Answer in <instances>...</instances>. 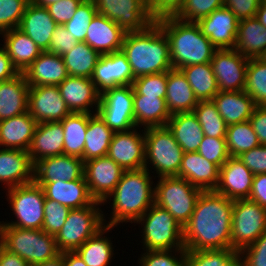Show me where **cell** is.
<instances>
[{
	"instance_id": "6da1fadb",
	"label": "cell",
	"mask_w": 266,
	"mask_h": 266,
	"mask_svg": "<svg viewBox=\"0 0 266 266\" xmlns=\"http://www.w3.org/2000/svg\"><path fill=\"white\" fill-rule=\"evenodd\" d=\"M233 205V200L215 190L202 191L183 227L185 250L231 249Z\"/></svg>"
},
{
	"instance_id": "7a4b0ae2",
	"label": "cell",
	"mask_w": 266,
	"mask_h": 266,
	"mask_svg": "<svg viewBox=\"0 0 266 266\" xmlns=\"http://www.w3.org/2000/svg\"><path fill=\"white\" fill-rule=\"evenodd\" d=\"M150 173L146 168L125 170L113 192L102 203L104 206L112 201L109 221L104 215L105 225L118 227L123 223H135L154 204L155 186Z\"/></svg>"
},
{
	"instance_id": "3957f363",
	"label": "cell",
	"mask_w": 266,
	"mask_h": 266,
	"mask_svg": "<svg viewBox=\"0 0 266 266\" xmlns=\"http://www.w3.org/2000/svg\"><path fill=\"white\" fill-rule=\"evenodd\" d=\"M121 50L135 78L172 69L169 41L156 21L144 30L126 32Z\"/></svg>"
},
{
	"instance_id": "277c9868",
	"label": "cell",
	"mask_w": 266,
	"mask_h": 266,
	"mask_svg": "<svg viewBox=\"0 0 266 266\" xmlns=\"http://www.w3.org/2000/svg\"><path fill=\"white\" fill-rule=\"evenodd\" d=\"M156 22L168 38L173 69L211 62L217 48L203 35L197 23L175 17L161 18Z\"/></svg>"
},
{
	"instance_id": "5b68a950",
	"label": "cell",
	"mask_w": 266,
	"mask_h": 266,
	"mask_svg": "<svg viewBox=\"0 0 266 266\" xmlns=\"http://www.w3.org/2000/svg\"><path fill=\"white\" fill-rule=\"evenodd\" d=\"M0 244L8 251L19 255L30 266L60 255L55 236L49 235L42 229L0 226Z\"/></svg>"
},
{
	"instance_id": "8992f818",
	"label": "cell",
	"mask_w": 266,
	"mask_h": 266,
	"mask_svg": "<svg viewBox=\"0 0 266 266\" xmlns=\"http://www.w3.org/2000/svg\"><path fill=\"white\" fill-rule=\"evenodd\" d=\"M134 224H141L143 251L185 249L183 227L155 203Z\"/></svg>"
},
{
	"instance_id": "52a82bcc",
	"label": "cell",
	"mask_w": 266,
	"mask_h": 266,
	"mask_svg": "<svg viewBox=\"0 0 266 266\" xmlns=\"http://www.w3.org/2000/svg\"><path fill=\"white\" fill-rule=\"evenodd\" d=\"M144 136L145 168L149 172L151 169L156 171L152 173H156L158 178L178 176L184 152L168 126L145 128Z\"/></svg>"
},
{
	"instance_id": "ba28073f",
	"label": "cell",
	"mask_w": 266,
	"mask_h": 266,
	"mask_svg": "<svg viewBox=\"0 0 266 266\" xmlns=\"http://www.w3.org/2000/svg\"><path fill=\"white\" fill-rule=\"evenodd\" d=\"M102 202L94 201L91 205L71 209L64 225L56 234V246L60 253L74 252L90 237L105 226Z\"/></svg>"
},
{
	"instance_id": "9c48e42d",
	"label": "cell",
	"mask_w": 266,
	"mask_h": 266,
	"mask_svg": "<svg viewBox=\"0 0 266 266\" xmlns=\"http://www.w3.org/2000/svg\"><path fill=\"white\" fill-rule=\"evenodd\" d=\"M154 186V203L167 210L184 227L190 220L202 190L178 176L159 177Z\"/></svg>"
},
{
	"instance_id": "30bf717a",
	"label": "cell",
	"mask_w": 266,
	"mask_h": 266,
	"mask_svg": "<svg viewBox=\"0 0 266 266\" xmlns=\"http://www.w3.org/2000/svg\"><path fill=\"white\" fill-rule=\"evenodd\" d=\"M7 202L14 221H0V226H12L23 229H42L44 222L45 195L40 185L34 181L19 185L6 191Z\"/></svg>"
},
{
	"instance_id": "8fae6325",
	"label": "cell",
	"mask_w": 266,
	"mask_h": 266,
	"mask_svg": "<svg viewBox=\"0 0 266 266\" xmlns=\"http://www.w3.org/2000/svg\"><path fill=\"white\" fill-rule=\"evenodd\" d=\"M266 231V208L249 199L234 200L231 249L240 252Z\"/></svg>"
},
{
	"instance_id": "7c38bea8",
	"label": "cell",
	"mask_w": 266,
	"mask_h": 266,
	"mask_svg": "<svg viewBox=\"0 0 266 266\" xmlns=\"http://www.w3.org/2000/svg\"><path fill=\"white\" fill-rule=\"evenodd\" d=\"M133 94L132 85L110 88L100 94L97 113L114 133L136 127Z\"/></svg>"
},
{
	"instance_id": "4fadbf2b",
	"label": "cell",
	"mask_w": 266,
	"mask_h": 266,
	"mask_svg": "<svg viewBox=\"0 0 266 266\" xmlns=\"http://www.w3.org/2000/svg\"><path fill=\"white\" fill-rule=\"evenodd\" d=\"M98 14L106 16L125 32L146 29L154 20L150 17L146 0H93Z\"/></svg>"
},
{
	"instance_id": "5bb4252c",
	"label": "cell",
	"mask_w": 266,
	"mask_h": 266,
	"mask_svg": "<svg viewBox=\"0 0 266 266\" xmlns=\"http://www.w3.org/2000/svg\"><path fill=\"white\" fill-rule=\"evenodd\" d=\"M249 58L235 49H217L211 66L217 80L219 91H243Z\"/></svg>"
},
{
	"instance_id": "9a60e30c",
	"label": "cell",
	"mask_w": 266,
	"mask_h": 266,
	"mask_svg": "<svg viewBox=\"0 0 266 266\" xmlns=\"http://www.w3.org/2000/svg\"><path fill=\"white\" fill-rule=\"evenodd\" d=\"M125 170L108 156L84 162V177L95 201L104 202L119 183Z\"/></svg>"
},
{
	"instance_id": "2e32d148",
	"label": "cell",
	"mask_w": 266,
	"mask_h": 266,
	"mask_svg": "<svg viewBox=\"0 0 266 266\" xmlns=\"http://www.w3.org/2000/svg\"><path fill=\"white\" fill-rule=\"evenodd\" d=\"M28 112L37 123L61 122L71 113L57 85L29 86Z\"/></svg>"
},
{
	"instance_id": "e0dca14e",
	"label": "cell",
	"mask_w": 266,
	"mask_h": 266,
	"mask_svg": "<svg viewBox=\"0 0 266 266\" xmlns=\"http://www.w3.org/2000/svg\"><path fill=\"white\" fill-rule=\"evenodd\" d=\"M135 127L125 132H115L110 142L107 156L124 170L145 168L144 129ZM142 132V134H141Z\"/></svg>"
},
{
	"instance_id": "ac0fdd59",
	"label": "cell",
	"mask_w": 266,
	"mask_h": 266,
	"mask_svg": "<svg viewBox=\"0 0 266 266\" xmlns=\"http://www.w3.org/2000/svg\"><path fill=\"white\" fill-rule=\"evenodd\" d=\"M91 79L101 94L110 88L132 85L135 77L126 55L120 50L101 54Z\"/></svg>"
},
{
	"instance_id": "d6986e66",
	"label": "cell",
	"mask_w": 266,
	"mask_h": 266,
	"mask_svg": "<svg viewBox=\"0 0 266 266\" xmlns=\"http://www.w3.org/2000/svg\"><path fill=\"white\" fill-rule=\"evenodd\" d=\"M239 19L225 6L216 9L197 24L217 49H234Z\"/></svg>"
},
{
	"instance_id": "ffe728a7",
	"label": "cell",
	"mask_w": 266,
	"mask_h": 266,
	"mask_svg": "<svg viewBox=\"0 0 266 266\" xmlns=\"http://www.w3.org/2000/svg\"><path fill=\"white\" fill-rule=\"evenodd\" d=\"M58 88L70 112L97 113L100 93L91 78L68 76Z\"/></svg>"
},
{
	"instance_id": "44dd1931",
	"label": "cell",
	"mask_w": 266,
	"mask_h": 266,
	"mask_svg": "<svg viewBox=\"0 0 266 266\" xmlns=\"http://www.w3.org/2000/svg\"><path fill=\"white\" fill-rule=\"evenodd\" d=\"M254 174L238 157H229L220 167L215 191L230 200L248 199Z\"/></svg>"
},
{
	"instance_id": "7402d4cb",
	"label": "cell",
	"mask_w": 266,
	"mask_h": 266,
	"mask_svg": "<svg viewBox=\"0 0 266 266\" xmlns=\"http://www.w3.org/2000/svg\"><path fill=\"white\" fill-rule=\"evenodd\" d=\"M83 176L84 161L77 156L62 154L34 164V182L74 181Z\"/></svg>"
},
{
	"instance_id": "603a6c76",
	"label": "cell",
	"mask_w": 266,
	"mask_h": 266,
	"mask_svg": "<svg viewBox=\"0 0 266 266\" xmlns=\"http://www.w3.org/2000/svg\"><path fill=\"white\" fill-rule=\"evenodd\" d=\"M34 181V164L27 151L0 149V185L10 189ZM3 183V184H2Z\"/></svg>"
},
{
	"instance_id": "cb8c5ba5",
	"label": "cell",
	"mask_w": 266,
	"mask_h": 266,
	"mask_svg": "<svg viewBox=\"0 0 266 266\" xmlns=\"http://www.w3.org/2000/svg\"><path fill=\"white\" fill-rule=\"evenodd\" d=\"M87 30L85 42L100 54L121 50L126 32L106 16L97 13Z\"/></svg>"
},
{
	"instance_id": "d4e9b609",
	"label": "cell",
	"mask_w": 266,
	"mask_h": 266,
	"mask_svg": "<svg viewBox=\"0 0 266 266\" xmlns=\"http://www.w3.org/2000/svg\"><path fill=\"white\" fill-rule=\"evenodd\" d=\"M43 189L45 198L70 208L77 209L91 205V197L85 177L74 181L35 182Z\"/></svg>"
},
{
	"instance_id": "484cf974",
	"label": "cell",
	"mask_w": 266,
	"mask_h": 266,
	"mask_svg": "<svg viewBox=\"0 0 266 266\" xmlns=\"http://www.w3.org/2000/svg\"><path fill=\"white\" fill-rule=\"evenodd\" d=\"M220 168L198 152L183 153L178 177L189 181L202 191L215 190L219 183Z\"/></svg>"
},
{
	"instance_id": "4316f807",
	"label": "cell",
	"mask_w": 266,
	"mask_h": 266,
	"mask_svg": "<svg viewBox=\"0 0 266 266\" xmlns=\"http://www.w3.org/2000/svg\"><path fill=\"white\" fill-rule=\"evenodd\" d=\"M58 24L46 7L30 1L20 21L18 29L30 37L42 51H47L50 39Z\"/></svg>"
},
{
	"instance_id": "83f0119b",
	"label": "cell",
	"mask_w": 266,
	"mask_h": 266,
	"mask_svg": "<svg viewBox=\"0 0 266 266\" xmlns=\"http://www.w3.org/2000/svg\"><path fill=\"white\" fill-rule=\"evenodd\" d=\"M27 152L33 164L46 157L64 154V131L61 122L38 123Z\"/></svg>"
},
{
	"instance_id": "f1b7e54d",
	"label": "cell",
	"mask_w": 266,
	"mask_h": 266,
	"mask_svg": "<svg viewBox=\"0 0 266 266\" xmlns=\"http://www.w3.org/2000/svg\"><path fill=\"white\" fill-rule=\"evenodd\" d=\"M29 86L59 85L69 75L60 55L43 51L24 72Z\"/></svg>"
},
{
	"instance_id": "f546056e",
	"label": "cell",
	"mask_w": 266,
	"mask_h": 266,
	"mask_svg": "<svg viewBox=\"0 0 266 266\" xmlns=\"http://www.w3.org/2000/svg\"><path fill=\"white\" fill-rule=\"evenodd\" d=\"M37 121L27 111L0 121V148L28 151Z\"/></svg>"
},
{
	"instance_id": "4dcf8cb0",
	"label": "cell",
	"mask_w": 266,
	"mask_h": 266,
	"mask_svg": "<svg viewBox=\"0 0 266 266\" xmlns=\"http://www.w3.org/2000/svg\"><path fill=\"white\" fill-rule=\"evenodd\" d=\"M3 46L11 58L13 66L19 73H24L27 68L43 52L36 43L18 28L2 32Z\"/></svg>"
},
{
	"instance_id": "1f68e13d",
	"label": "cell",
	"mask_w": 266,
	"mask_h": 266,
	"mask_svg": "<svg viewBox=\"0 0 266 266\" xmlns=\"http://www.w3.org/2000/svg\"><path fill=\"white\" fill-rule=\"evenodd\" d=\"M29 85L24 73L0 83V121L28 111Z\"/></svg>"
},
{
	"instance_id": "d6a6232c",
	"label": "cell",
	"mask_w": 266,
	"mask_h": 266,
	"mask_svg": "<svg viewBox=\"0 0 266 266\" xmlns=\"http://www.w3.org/2000/svg\"><path fill=\"white\" fill-rule=\"evenodd\" d=\"M167 110L171 115L193 112L198 100L180 69L167 71V90L165 98Z\"/></svg>"
},
{
	"instance_id": "836d02e7",
	"label": "cell",
	"mask_w": 266,
	"mask_h": 266,
	"mask_svg": "<svg viewBox=\"0 0 266 266\" xmlns=\"http://www.w3.org/2000/svg\"><path fill=\"white\" fill-rule=\"evenodd\" d=\"M219 114L227 125L248 121L256 104L243 91H219L213 98Z\"/></svg>"
},
{
	"instance_id": "e575fe53",
	"label": "cell",
	"mask_w": 266,
	"mask_h": 266,
	"mask_svg": "<svg viewBox=\"0 0 266 266\" xmlns=\"http://www.w3.org/2000/svg\"><path fill=\"white\" fill-rule=\"evenodd\" d=\"M234 49L247 58H259L266 51V28L256 17L239 20Z\"/></svg>"
},
{
	"instance_id": "d590c367",
	"label": "cell",
	"mask_w": 266,
	"mask_h": 266,
	"mask_svg": "<svg viewBox=\"0 0 266 266\" xmlns=\"http://www.w3.org/2000/svg\"><path fill=\"white\" fill-rule=\"evenodd\" d=\"M167 126L184 153L197 152L204 133L194 112L171 115Z\"/></svg>"
},
{
	"instance_id": "8d00e7d4",
	"label": "cell",
	"mask_w": 266,
	"mask_h": 266,
	"mask_svg": "<svg viewBox=\"0 0 266 266\" xmlns=\"http://www.w3.org/2000/svg\"><path fill=\"white\" fill-rule=\"evenodd\" d=\"M134 120L136 127L148 128L167 126L171 114L164 98L140 95L135 89L133 94ZM140 125V126H139Z\"/></svg>"
},
{
	"instance_id": "74e56055",
	"label": "cell",
	"mask_w": 266,
	"mask_h": 266,
	"mask_svg": "<svg viewBox=\"0 0 266 266\" xmlns=\"http://www.w3.org/2000/svg\"><path fill=\"white\" fill-rule=\"evenodd\" d=\"M113 228L105 225L75 251L87 266H110L115 248L111 238L105 235Z\"/></svg>"
},
{
	"instance_id": "f35d334b",
	"label": "cell",
	"mask_w": 266,
	"mask_h": 266,
	"mask_svg": "<svg viewBox=\"0 0 266 266\" xmlns=\"http://www.w3.org/2000/svg\"><path fill=\"white\" fill-rule=\"evenodd\" d=\"M114 132L105 124L98 113L89 117L83 151V161L107 156Z\"/></svg>"
},
{
	"instance_id": "ab89813d",
	"label": "cell",
	"mask_w": 266,
	"mask_h": 266,
	"mask_svg": "<svg viewBox=\"0 0 266 266\" xmlns=\"http://www.w3.org/2000/svg\"><path fill=\"white\" fill-rule=\"evenodd\" d=\"M198 101L213 100L219 92L211 63H202L180 68Z\"/></svg>"
},
{
	"instance_id": "60d3db41",
	"label": "cell",
	"mask_w": 266,
	"mask_h": 266,
	"mask_svg": "<svg viewBox=\"0 0 266 266\" xmlns=\"http://www.w3.org/2000/svg\"><path fill=\"white\" fill-rule=\"evenodd\" d=\"M92 114L71 112L62 121L64 131V154L83 159L86 130Z\"/></svg>"
},
{
	"instance_id": "b9f144b4",
	"label": "cell",
	"mask_w": 266,
	"mask_h": 266,
	"mask_svg": "<svg viewBox=\"0 0 266 266\" xmlns=\"http://www.w3.org/2000/svg\"><path fill=\"white\" fill-rule=\"evenodd\" d=\"M101 54L86 42L77 45L62 55L69 76L91 78Z\"/></svg>"
},
{
	"instance_id": "7bdbcfd3",
	"label": "cell",
	"mask_w": 266,
	"mask_h": 266,
	"mask_svg": "<svg viewBox=\"0 0 266 266\" xmlns=\"http://www.w3.org/2000/svg\"><path fill=\"white\" fill-rule=\"evenodd\" d=\"M226 146L229 156L238 157L260 145L250 121L235 123L227 126Z\"/></svg>"
},
{
	"instance_id": "ee69618b",
	"label": "cell",
	"mask_w": 266,
	"mask_h": 266,
	"mask_svg": "<svg viewBox=\"0 0 266 266\" xmlns=\"http://www.w3.org/2000/svg\"><path fill=\"white\" fill-rule=\"evenodd\" d=\"M201 125L204 136L225 138L227 124L219 114L213 100L199 101L193 110Z\"/></svg>"
},
{
	"instance_id": "f6af8a7d",
	"label": "cell",
	"mask_w": 266,
	"mask_h": 266,
	"mask_svg": "<svg viewBox=\"0 0 266 266\" xmlns=\"http://www.w3.org/2000/svg\"><path fill=\"white\" fill-rule=\"evenodd\" d=\"M244 91L256 106L266 107V64L259 58H249Z\"/></svg>"
},
{
	"instance_id": "bcb514c9",
	"label": "cell",
	"mask_w": 266,
	"mask_h": 266,
	"mask_svg": "<svg viewBox=\"0 0 266 266\" xmlns=\"http://www.w3.org/2000/svg\"><path fill=\"white\" fill-rule=\"evenodd\" d=\"M98 13L93 0H83L77 7L72 19L63 26L78 42H85L87 29L92 19Z\"/></svg>"
},
{
	"instance_id": "7dc6e473",
	"label": "cell",
	"mask_w": 266,
	"mask_h": 266,
	"mask_svg": "<svg viewBox=\"0 0 266 266\" xmlns=\"http://www.w3.org/2000/svg\"><path fill=\"white\" fill-rule=\"evenodd\" d=\"M138 259L139 266H186V250L144 251Z\"/></svg>"
},
{
	"instance_id": "c3c4849f",
	"label": "cell",
	"mask_w": 266,
	"mask_h": 266,
	"mask_svg": "<svg viewBox=\"0 0 266 266\" xmlns=\"http://www.w3.org/2000/svg\"><path fill=\"white\" fill-rule=\"evenodd\" d=\"M223 6L224 0H185L182 9L174 17L185 22L197 23Z\"/></svg>"
},
{
	"instance_id": "681fc988",
	"label": "cell",
	"mask_w": 266,
	"mask_h": 266,
	"mask_svg": "<svg viewBox=\"0 0 266 266\" xmlns=\"http://www.w3.org/2000/svg\"><path fill=\"white\" fill-rule=\"evenodd\" d=\"M31 0H0V34L18 28Z\"/></svg>"
},
{
	"instance_id": "f907efd6",
	"label": "cell",
	"mask_w": 266,
	"mask_h": 266,
	"mask_svg": "<svg viewBox=\"0 0 266 266\" xmlns=\"http://www.w3.org/2000/svg\"><path fill=\"white\" fill-rule=\"evenodd\" d=\"M71 211L70 208L45 198L44 201V222L42 230L49 235L56 236L64 225L66 218Z\"/></svg>"
},
{
	"instance_id": "816d5d0a",
	"label": "cell",
	"mask_w": 266,
	"mask_h": 266,
	"mask_svg": "<svg viewBox=\"0 0 266 266\" xmlns=\"http://www.w3.org/2000/svg\"><path fill=\"white\" fill-rule=\"evenodd\" d=\"M235 252L232 249L186 250V266L223 265Z\"/></svg>"
},
{
	"instance_id": "f5cc1de1",
	"label": "cell",
	"mask_w": 266,
	"mask_h": 266,
	"mask_svg": "<svg viewBox=\"0 0 266 266\" xmlns=\"http://www.w3.org/2000/svg\"><path fill=\"white\" fill-rule=\"evenodd\" d=\"M133 88L143 96L166 98L167 72L145 75L135 78Z\"/></svg>"
},
{
	"instance_id": "db71d44e",
	"label": "cell",
	"mask_w": 266,
	"mask_h": 266,
	"mask_svg": "<svg viewBox=\"0 0 266 266\" xmlns=\"http://www.w3.org/2000/svg\"><path fill=\"white\" fill-rule=\"evenodd\" d=\"M197 152L219 168L230 157L227 151L226 138L204 136Z\"/></svg>"
},
{
	"instance_id": "11a10c76",
	"label": "cell",
	"mask_w": 266,
	"mask_h": 266,
	"mask_svg": "<svg viewBox=\"0 0 266 266\" xmlns=\"http://www.w3.org/2000/svg\"><path fill=\"white\" fill-rule=\"evenodd\" d=\"M185 0H146L150 17L157 21L165 17H174L183 7Z\"/></svg>"
},
{
	"instance_id": "9f6ffc18",
	"label": "cell",
	"mask_w": 266,
	"mask_h": 266,
	"mask_svg": "<svg viewBox=\"0 0 266 266\" xmlns=\"http://www.w3.org/2000/svg\"><path fill=\"white\" fill-rule=\"evenodd\" d=\"M77 43L78 41L73 39L63 25H58L52 34L47 52L62 56L72 50Z\"/></svg>"
},
{
	"instance_id": "6f0895ef",
	"label": "cell",
	"mask_w": 266,
	"mask_h": 266,
	"mask_svg": "<svg viewBox=\"0 0 266 266\" xmlns=\"http://www.w3.org/2000/svg\"><path fill=\"white\" fill-rule=\"evenodd\" d=\"M245 266H266V231L251 245L240 251Z\"/></svg>"
},
{
	"instance_id": "680465c9",
	"label": "cell",
	"mask_w": 266,
	"mask_h": 266,
	"mask_svg": "<svg viewBox=\"0 0 266 266\" xmlns=\"http://www.w3.org/2000/svg\"><path fill=\"white\" fill-rule=\"evenodd\" d=\"M82 1L83 0H61L46 6V8L58 25H64L72 19L77 7Z\"/></svg>"
},
{
	"instance_id": "91938a15",
	"label": "cell",
	"mask_w": 266,
	"mask_h": 266,
	"mask_svg": "<svg viewBox=\"0 0 266 266\" xmlns=\"http://www.w3.org/2000/svg\"><path fill=\"white\" fill-rule=\"evenodd\" d=\"M238 158L254 175L266 173V145L243 152Z\"/></svg>"
},
{
	"instance_id": "94428289",
	"label": "cell",
	"mask_w": 266,
	"mask_h": 266,
	"mask_svg": "<svg viewBox=\"0 0 266 266\" xmlns=\"http://www.w3.org/2000/svg\"><path fill=\"white\" fill-rule=\"evenodd\" d=\"M260 3V0H224V6L239 20L255 17Z\"/></svg>"
},
{
	"instance_id": "6125c7cd",
	"label": "cell",
	"mask_w": 266,
	"mask_h": 266,
	"mask_svg": "<svg viewBox=\"0 0 266 266\" xmlns=\"http://www.w3.org/2000/svg\"><path fill=\"white\" fill-rule=\"evenodd\" d=\"M249 121L259 139L260 145H266V107L256 106Z\"/></svg>"
},
{
	"instance_id": "be15d7a7",
	"label": "cell",
	"mask_w": 266,
	"mask_h": 266,
	"mask_svg": "<svg viewBox=\"0 0 266 266\" xmlns=\"http://www.w3.org/2000/svg\"><path fill=\"white\" fill-rule=\"evenodd\" d=\"M248 199L266 208V173L254 175Z\"/></svg>"
},
{
	"instance_id": "e7e4bbea",
	"label": "cell",
	"mask_w": 266,
	"mask_h": 266,
	"mask_svg": "<svg viewBox=\"0 0 266 266\" xmlns=\"http://www.w3.org/2000/svg\"><path fill=\"white\" fill-rule=\"evenodd\" d=\"M18 70L13 66L6 49L0 47V82L9 80L18 75Z\"/></svg>"
},
{
	"instance_id": "03108f58",
	"label": "cell",
	"mask_w": 266,
	"mask_h": 266,
	"mask_svg": "<svg viewBox=\"0 0 266 266\" xmlns=\"http://www.w3.org/2000/svg\"><path fill=\"white\" fill-rule=\"evenodd\" d=\"M0 266H30L23 258L5 249L0 244Z\"/></svg>"
},
{
	"instance_id": "003e7915",
	"label": "cell",
	"mask_w": 266,
	"mask_h": 266,
	"mask_svg": "<svg viewBox=\"0 0 266 266\" xmlns=\"http://www.w3.org/2000/svg\"><path fill=\"white\" fill-rule=\"evenodd\" d=\"M63 261L65 266H87V264L75 251L63 252Z\"/></svg>"
},
{
	"instance_id": "a7ac6f4b",
	"label": "cell",
	"mask_w": 266,
	"mask_h": 266,
	"mask_svg": "<svg viewBox=\"0 0 266 266\" xmlns=\"http://www.w3.org/2000/svg\"><path fill=\"white\" fill-rule=\"evenodd\" d=\"M219 266H245V262L240 252H235L223 265Z\"/></svg>"
},
{
	"instance_id": "89a4df30",
	"label": "cell",
	"mask_w": 266,
	"mask_h": 266,
	"mask_svg": "<svg viewBox=\"0 0 266 266\" xmlns=\"http://www.w3.org/2000/svg\"><path fill=\"white\" fill-rule=\"evenodd\" d=\"M34 266H65L64 261H63V253H60V255H58L56 258L52 260L44 261Z\"/></svg>"
},
{
	"instance_id": "2644e50d",
	"label": "cell",
	"mask_w": 266,
	"mask_h": 266,
	"mask_svg": "<svg viewBox=\"0 0 266 266\" xmlns=\"http://www.w3.org/2000/svg\"><path fill=\"white\" fill-rule=\"evenodd\" d=\"M255 17L266 28V4L260 3Z\"/></svg>"
},
{
	"instance_id": "8c879c8a",
	"label": "cell",
	"mask_w": 266,
	"mask_h": 266,
	"mask_svg": "<svg viewBox=\"0 0 266 266\" xmlns=\"http://www.w3.org/2000/svg\"><path fill=\"white\" fill-rule=\"evenodd\" d=\"M31 1L34 2L36 5L46 7L52 3H56L61 0H31Z\"/></svg>"
},
{
	"instance_id": "753ad0ef",
	"label": "cell",
	"mask_w": 266,
	"mask_h": 266,
	"mask_svg": "<svg viewBox=\"0 0 266 266\" xmlns=\"http://www.w3.org/2000/svg\"><path fill=\"white\" fill-rule=\"evenodd\" d=\"M266 64V51L259 57Z\"/></svg>"
},
{
	"instance_id": "34e18365",
	"label": "cell",
	"mask_w": 266,
	"mask_h": 266,
	"mask_svg": "<svg viewBox=\"0 0 266 266\" xmlns=\"http://www.w3.org/2000/svg\"><path fill=\"white\" fill-rule=\"evenodd\" d=\"M260 2L266 4V0H260Z\"/></svg>"
}]
</instances>
